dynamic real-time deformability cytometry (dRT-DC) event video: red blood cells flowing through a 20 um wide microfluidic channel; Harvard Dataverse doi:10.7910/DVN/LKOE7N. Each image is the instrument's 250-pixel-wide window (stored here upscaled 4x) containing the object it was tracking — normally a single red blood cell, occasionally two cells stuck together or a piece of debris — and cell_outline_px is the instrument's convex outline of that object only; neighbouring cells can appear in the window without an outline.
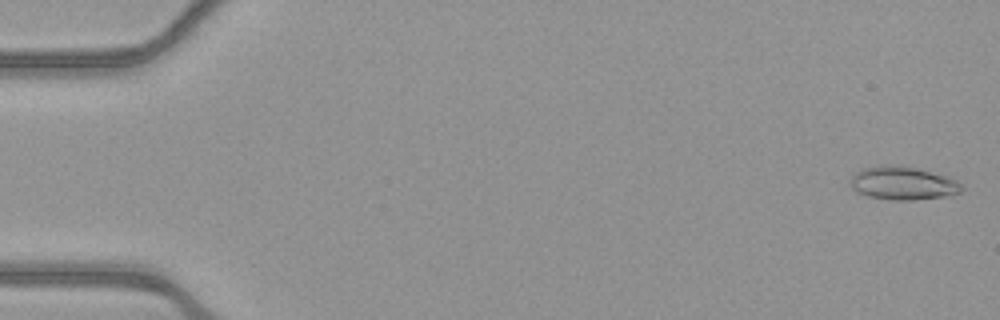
{"species": "common noctule bat (a hibernating species)", "species_latin": "Nyctalus noctula", "temperature_condition": "warm", "stored_images_in_passage": 53, "camera_frame_rate_fps": 3000, "um_per_image_px": 0.085, "animal": {"sex": "female", "body_mass_g": 21.9}, "frame": {"image": 1, "passage_image": 1, "time_ms": 0.0, "image_size_px": [1000, 320], "cell_outline_px": [[964, 188], [960, 192], [944, 196], [916, 200], [892, 200], [868, 196], [856, 192], [852, 188], [852, 176], [856, 172], [864, 168], [888, 164], [916, 168], [948, 176], [956, 180]], "centroid_in_image_um": [76.76, 15.58], "position_along_channel_um": 8.2, "area_um2": 21.39}}
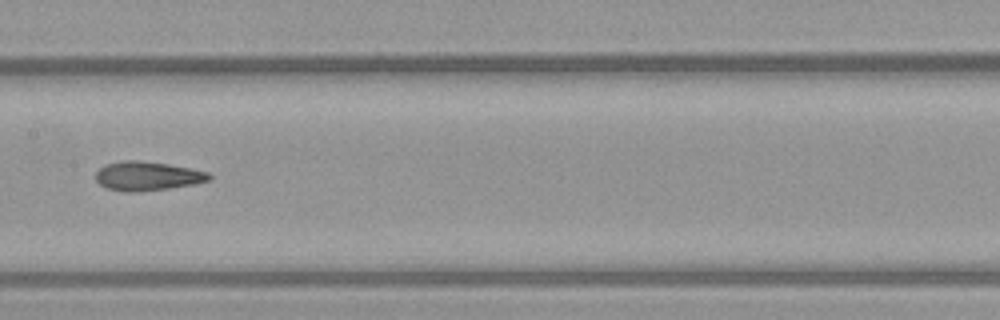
{"frame": {"image": 2, "passage_image": 27, "time_ms": 8.667, "image_size_px": [1000, 320], "cell_outline_px": [[212, 176], [208, 180], [192, 184], [168, 188], [136, 192], [124, 192], [108, 188], [100, 184], [96, 180], [96, 172], [104, 164], [124, 160], [136, 160], [168, 164], [208, 172]], "centroid_in_image_um": [12.48, 14.96], "position_along_channel_um": 194.9, "area_um2": 18.96}}
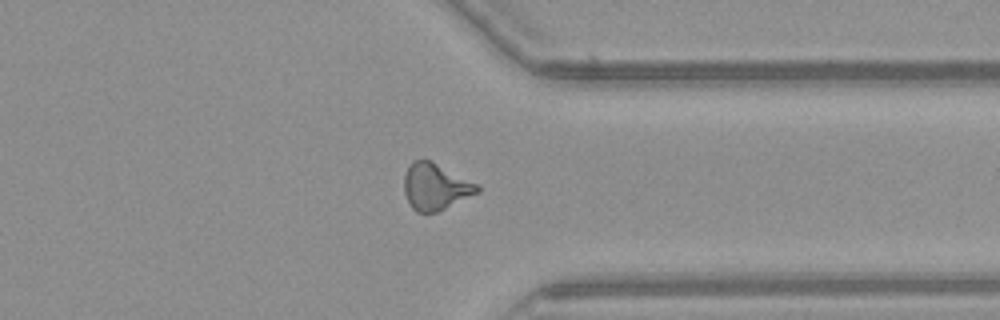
{"frame": {"image": 3, "passage_image": 41, "time_ms": 13.333, "image_size_px": [1000, 320], "cell_outline_px": [[480, 192], [436, 212], [416, 212], [412, 208], [404, 192], [404, 176], [412, 160], [432, 160], [480, 184]], "centroid_in_image_um": [37.04, 15.85], "position_along_channel_um": 374.4, "area_um2": 20.0}, "authors_computed_cell_mechanics": {"area_um2": 19.2474, "velocity_mm_per_s": 3.9166, "shape_relaxation_time_tau1_ms": null, "shape_relaxation_time_tau2_ms": 2.0259, "deformation_change_tau1": null, "deformation_change_tau2": 0.1133}}